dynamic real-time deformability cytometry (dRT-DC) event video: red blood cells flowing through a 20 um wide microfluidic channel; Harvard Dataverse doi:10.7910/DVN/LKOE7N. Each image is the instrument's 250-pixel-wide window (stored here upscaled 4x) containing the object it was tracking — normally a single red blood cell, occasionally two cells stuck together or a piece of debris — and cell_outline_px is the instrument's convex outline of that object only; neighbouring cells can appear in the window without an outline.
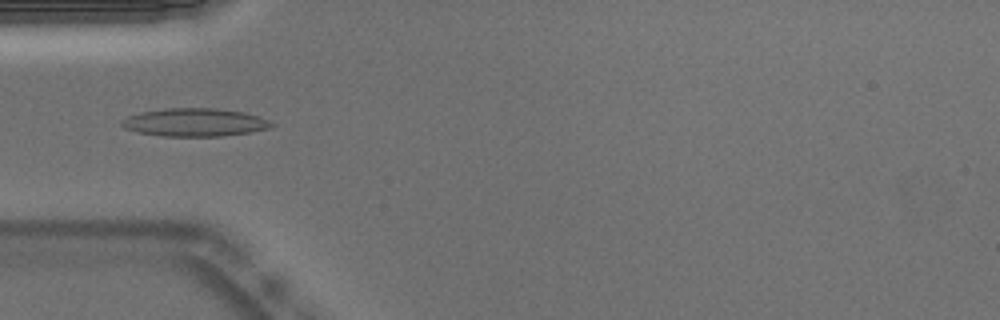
{"species": "Egyptian fruit bat (a non-hibernating species)", "species_latin": "Rousettus aegyptiacus", "temperature_condition": "warm", "stored_images_in_passage": 51, "camera_frame_rate_fps": 3000, "um_per_image_px": 0.085, "animal": {"sex": "male"}, "frame": {"image": 1, "passage_image": 15, "time_ms": 4.667, "image_size_px": [1000, 320], "cell_outline_px": [[276, 124], [268, 128], [252, 132], [220, 136], [164, 136], [136, 132], [124, 128], [120, 124], [120, 120], [128, 116], [140, 112], [164, 108], [216, 108], [244, 112], [268, 120]], "centroid_in_image_um": [16.51, 10.4], "position_along_channel_um": 68.5, "area_um2": 24.57}}
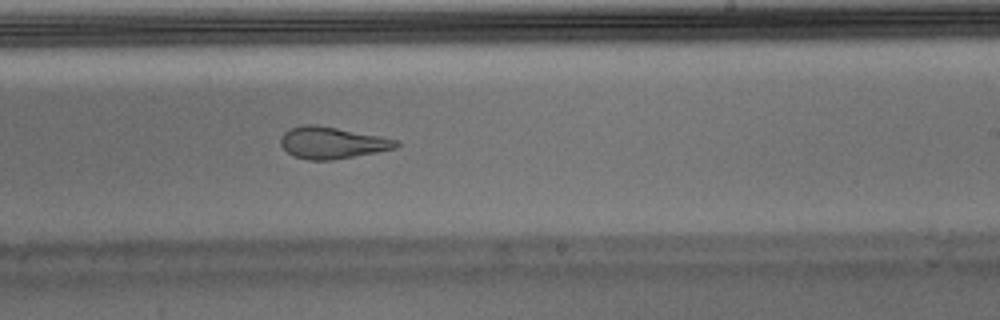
{"frame": {"image": 2, "passage_image": 30, "time_ms": 9.667, "image_size_px": [1000, 320], "cell_outline_px": [[400, 144], [396, 148], [376, 152], [332, 160], [308, 160], [292, 156], [280, 144], [280, 140], [284, 132], [292, 128], [304, 124], [316, 124], [400, 140]], "centroid_in_image_um": [28.22, 12.14], "position_along_channel_um": 260.8, "area_um2": 21.27}, "authors_computed_cell_mechanics": {"area_um2": 22.4264, "velocity_mm_per_s": 3.8163, "shape_relaxation_time_tau1_ms": null, "shape_relaxation_time_tau2_ms": 1.5798, "deformation_change_tau1": null, "deformation_change_tau2": 0.1076}}